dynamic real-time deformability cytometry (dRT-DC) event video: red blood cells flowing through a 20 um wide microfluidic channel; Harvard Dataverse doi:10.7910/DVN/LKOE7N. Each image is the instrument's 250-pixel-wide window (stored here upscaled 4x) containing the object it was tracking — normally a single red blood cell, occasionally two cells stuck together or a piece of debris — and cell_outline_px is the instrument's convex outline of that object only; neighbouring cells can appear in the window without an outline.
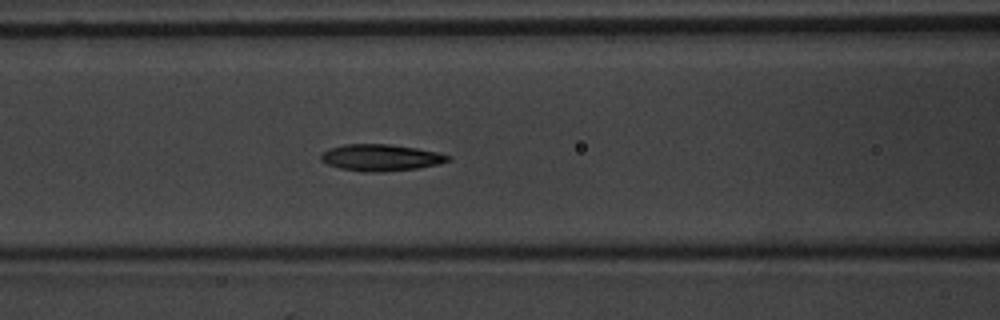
{"species": "common noctule bat (a hibernating species)", "species_latin": "Nyctalus noctula", "temperature_condition": "warm", "stored_images_in_passage": 24, "camera_frame_rate_fps": 3000, "um_per_image_px": 0.085, "animal": {"sex": "male", "body_mass_g": 20.1, "forearm_length_mm": 53.5}, "frame": {"image": 1, "passage_image": 24, "time_ms": 7.667, "image_size_px": [1000, 320], "cell_outline_px": [[452, 160], [440, 164], [416, 168], [384, 172], [364, 172], [340, 168], [328, 164], [320, 160], [320, 152], [328, 148], [344, 144], [388, 144], [416, 148], [436, 152], [452, 156]], "centroid_in_image_um": [32.35, 13.39], "position_along_channel_um": 134.3, "area_um2": 19.88}}